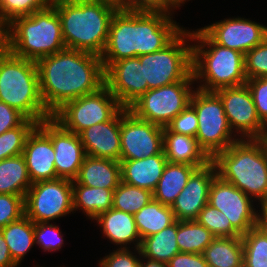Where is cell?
<instances>
[{"mask_svg": "<svg viewBox=\"0 0 267 267\" xmlns=\"http://www.w3.org/2000/svg\"><path fill=\"white\" fill-rule=\"evenodd\" d=\"M260 205L267 206V194H266L263 202Z\"/></svg>", "mask_w": 267, "mask_h": 267, "instance_id": "6f0895ef", "label": "cell"}, {"mask_svg": "<svg viewBox=\"0 0 267 267\" xmlns=\"http://www.w3.org/2000/svg\"><path fill=\"white\" fill-rule=\"evenodd\" d=\"M18 265L13 261L10 250L5 242L2 229H0V267H17Z\"/></svg>", "mask_w": 267, "mask_h": 267, "instance_id": "c3c4849f", "label": "cell"}, {"mask_svg": "<svg viewBox=\"0 0 267 267\" xmlns=\"http://www.w3.org/2000/svg\"><path fill=\"white\" fill-rule=\"evenodd\" d=\"M260 206L261 210L257 212V227L267 234V206Z\"/></svg>", "mask_w": 267, "mask_h": 267, "instance_id": "f907efd6", "label": "cell"}, {"mask_svg": "<svg viewBox=\"0 0 267 267\" xmlns=\"http://www.w3.org/2000/svg\"><path fill=\"white\" fill-rule=\"evenodd\" d=\"M51 4L52 0H0V29L17 17L31 15Z\"/></svg>", "mask_w": 267, "mask_h": 267, "instance_id": "8d00e7d4", "label": "cell"}, {"mask_svg": "<svg viewBox=\"0 0 267 267\" xmlns=\"http://www.w3.org/2000/svg\"><path fill=\"white\" fill-rule=\"evenodd\" d=\"M120 160H138L163 150V127L138 118L128 108L120 109Z\"/></svg>", "mask_w": 267, "mask_h": 267, "instance_id": "4fadbf2b", "label": "cell"}, {"mask_svg": "<svg viewBox=\"0 0 267 267\" xmlns=\"http://www.w3.org/2000/svg\"><path fill=\"white\" fill-rule=\"evenodd\" d=\"M121 181L120 162L86 156L72 184L87 187L116 189Z\"/></svg>", "mask_w": 267, "mask_h": 267, "instance_id": "d4e9b609", "label": "cell"}, {"mask_svg": "<svg viewBox=\"0 0 267 267\" xmlns=\"http://www.w3.org/2000/svg\"><path fill=\"white\" fill-rule=\"evenodd\" d=\"M10 52L9 40L4 29H0V63Z\"/></svg>", "mask_w": 267, "mask_h": 267, "instance_id": "681fc988", "label": "cell"}, {"mask_svg": "<svg viewBox=\"0 0 267 267\" xmlns=\"http://www.w3.org/2000/svg\"><path fill=\"white\" fill-rule=\"evenodd\" d=\"M15 56L37 62L65 49L61 21L56 8L49 7L20 16L3 28Z\"/></svg>", "mask_w": 267, "mask_h": 267, "instance_id": "8992f818", "label": "cell"}, {"mask_svg": "<svg viewBox=\"0 0 267 267\" xmlns=\"http://www.w3.org/2000/svg\"><path fill=\"white\" fill-rule=\"evenodd\" d=\"M121 181L153 192L167 163L164 151L138 160H120Z\"/></svg>", "mask_w": 267, "mask_h": 267, "instance_id": "7402d4cb", "label": "cell"}, {"mask_svg": "<svg viewBox=\"0 0 267 267\" xmlns=\"http://www.w3.org/2000/svg\"><path fill=\"white\" fill-rule=\"evenodd\" d=\"M130 246L128 249L113 250L109 255H105L102 260L99 261L100 267H140L141 251L140 248L134 249L133 253L130 251ZM132 252V253H131Z\"/></svg>", "mask_w": 267, "mask_h": 267, "instance_id": "ee69618b", "label": "cell"}, {"mask_svg": "<svg viewBox=\"0 0 267 267\" xmlns=\"http://www.w3.org/2000/svg\"><path fill=\"white\" fill-rule=\"evenodd\" d=\"M105 85L123 108H129L149 90L144 83V63L138 56L113 62L105 70Z\"/></svg>", "mask_w": 267, "mask_h": 267, "instance_id": "e0dca14e", "label": "cell"}, {"mask_svg": "<svg viewBox=\"0 0 267 267\" xmlns=\"http://www.w3.org/2000/svg\"><path fill=\"white\" fill-rule=\"evenodd\" d=\"M38 126L51 138L58 178L74 181L87 156L80 136L66 130L53 117L41 121Z\"/></svg>", "mask_w": 267, "mask_h": 267, "instance_id": "2e32d148", "label": "cell"}, {"mask_svg": "<svg viewBox=\"0 0 267 267\" xmlns=\"http://www.w3.org/2000/svg\"><path fill=\"white\" fill-rule=\"evenodd\" d=\"M25 215L34 223L73 213L72 181L63 178L32 183L24 197Z\"/></svg>", "mask_w": 267, "mask_h": 267, "instance_id": "7c38bea8", "label": "cell"}, {"mask_svg": "<svg viewBox=\"0 0 267 267\" xmlns=\"http://www.w3.org/2000/svg\"><path fill=\"white\" fill-rule=\"evenodd\" d=\"M78 135L87 156L120 161V110L109 121L85 128Z\"/></svg>", "mask_w": 267, "mask_h": 267, "instance_id": "44dd1931", "label": "cell"}, {"mask_svg": "<svg viewBox=\"0 0 267 267\" xmlns=\"http://www.w3.org/2000/svg\"><path fill=\"white\" fill-rule=\"evenodd\" d=\"M125 0H113V5L117 6L118 8H122L123 2Z\"/></svg>", "mask_w": 267, "mask_h": 267, "instance_id": "11a10c76", "label": "cell"}, {"mask_svg": "<svg viewBox=\"0 0 267 267\" xmlns=\"http://www.w3.org/2000/svg\"><path fill=\"white\" fill-rule=\"evenodd\" d=\"M38 125L31 119H25L18 127L0 135V160L23 154L28 135Z\"/></svg>", "mask_w": 267, "mask_h": 267, "instance_id": "d590c367", "label": "cell"}, {"mask_svg": "<svg viewBox=\"0 0 267 267\" xmlns=\"http://www.w3.org/2000/svg\"><path fill=\"white\" fill-rule=\"evenodd\" d=\"M259 140L263 143L265 150L267 152V128L264 130Z\"/></svg>", "mask_w": 267, "mask_h": 267, "instance_id": "db71d44e", "label": "cell"}, {"mask_svg": "<svg viewBox=\"0 0 267 267\" xmlns=\"http://www.w3.org/2000/svg\"><path fill=\"white\" fill-rule=\"evenodd\" d=\"M24 197L0 194V229L25 215Z\"/></svg>", "mask_w": 267, "mask_h": 267, "instance_id": "60d3db41", "label": "cell"}, {"mask_svg": "<svg viewBox=\"0 0 267 267\" xmlns=\"http://www.w3.org/2000/svg\"><path fill=\"white\" fill-rule=\"evenodd\" d=\"M215 238L196 220L178 221L176 241L180 252L202 254Z\"/></svg>", "mask_w": 267, "mask_h": 267, "instance_id": "d6a6232c", "label": "cell"}, {"mask_svg": "<svg viewBox=\"0 0 267 267\" xmlns=\"http://www.w3.org/2000/svg\"><path fill=\"white\" fill-rule=\"evenodd\" d=\"M199 167L202 166L167 162L162 176L152 192L153 199L163 205L171 206L186 186L192 173Z\"/></svg>", "mask_w": 267, "mask_h": 267, "instance_id": "484cf974", "label": "cell"}, {"mask_svg": "<svg viewBox=\"0 0 267 267\" xmlns=\"http://www.w3.org/2000/svg\"><path fill=\"white\" fill-rule=\"evenodd\" d=\"M209 267H243L241 237H216L203 251Z\"/></svg>", "mask_w": 267, "mask_h": 267, "instance_id": "4316f807", "label": "cell"}, {"mask_svg": "<svg viewBox=\"0 0 267 267\" xmlns=\"http://www.w3.org/2000/svg\"><path fill=\"white\" fill-rule=\"evenodd\" d=\"M165 12L118 8L112 16L105 49L100 56L106 70L113 62L163 49L182 30Z\"/></svg>", "mask_w": 267, "mask_h": 267, "instance_id": "7a4b0ae2", "label": "cell"}, {"mask_svg": "<svg viewBox=\"0 0 267 267\" xmlns=\"http://www.w3.org/2000/svg\"><path fill=\"white\" fill-rule=\"evenodd\" d=\"M72 189L74 211L83 210L91 220L112 208L115 189L87 187L81 184H72Z\"/></svg>", "mask_w": 267, "mask_h": 267, "instance_id": "83f0119b", "label": "cell"}, {"mask_svg": "<svg viewBox=\"0 0 267 267\" xmlns=\"http://www.w3.org/2000/svg\"><path fill=\"white\" fill-rule=\"evenodd\" d=\"M246 85L251 93L257 115L267 127V77L247 79Z\"/></svg>", "mask_w": 267, "mask_h": 267, "instance_id": "7bdbcfd3", "label": "cell"}, {"mask_svg": "<svg viewBox=\"0 0 267 267\" xmlns=\"http://www.w3.org/2000/svg\"><path fill=\"white\" fill-rule=\"evenodd\" d=\"M177 229L178 220L162 231L143 238L140 245L141 255L151 260L168 263L180 252L176 241Z\"/></svg>", "mask_w": 267, "mask_h": 267, "instance_id": "1f68e13d", "label": "cell"}, {"mask_svg": "<svg viewBox=\"0 0 267 267\" xmlns=\"http://www.w3.org/2000/svg\"><path fill=\"white\" fill-rule=\"evenodd\" d=\"M216 44L246 54L267 38V26L245 18H226L201 28Z\"/></svg>", "mask_w": 267, "mask_h": 267, "instance_id": "ac0fdd59", "label": "cell"}, {"mask_svg": "<svg viewBox=\"0 0 267 267\" xmlns=\"http://www.w3.org/2000/svg\"><path fill=\"white\" fill-rule=\"evenodd\" d=\"M190 39L192 32L184 28L163 49L138 56L144 63V83H148L149 90L183 81L192 73Z\"/></svg>", "mask_w": 267, "mask_h": 267, "instance_id": "ba28073f", "label": "cell"}, {"mask_svg": "<svg viewBox=\"0 0 267 267\" xmlns=\"http://www.w3.org/2000/svg\"><path fill=\"white\" fill-rule=\"evenodd\" d=\"M25 119L26 117L17 109L0 101V135L18 127Z\"/></svg>", "mask_w": 267, "mask_h": 267, "instance_id": "f6af8a7d", "label": "cell"}, {"mask_svg": "<svg viewBox=\"0 0 267 267\" xmlns=\"http://www.w3.org/2000/svg\"><path fill=\"white\" fill-rule=\"evenodd\" d=\"M134 220L141 240L162 231L176 221L171 207L153 198L134 214Z\"/></svg>", "mask_w": 267, "mask_h": 267, "instance_id": "f546056e", "label": "cell"}, {"mask_svg": "<svg viewBox=\"0 0 267 267\" xmlns=\"http://www.w3.org/2000/svg\"><path fill=\"white\" fill-rule=\"evenodd\" d=\"M141 258L142 259H140V267H168L167 263L151 260L146 257H143L142 255Z\"/></svg>", "mask_w": 267, "mask_h": 267, "instance_id": "f5cc1de1", "label": "cell"}, {"mask_svg": "<svg viewBox=\"0 0 267 267\" xmlns=\"http://www.w3.org/2000/svg\"><path fill=\"white\" fill-rule=\"evenodd\" d=\"M122 7L133 11L163 12V0H125Z\"/></svg>", "mask_w": 267, "mask_h": 267, "instance_id": "7dc6e473", "label": "cell"}, {"mask_svg": "<svg viewBox=\"0 0 267 267\" xmlns=\"http://www.w3.org/2000/svg\"><path fill=\"white\" fill-rule=\"evenodd\" d=\"M194 82L192 72L183 81L148 90L128 109L140 119L166 127L190 104Z\"/></svg>", "mask_w": 267, "mask_h": 267, "instance_id": "30bf717a", "label": "cell"}, {"mask_svg": "<svg viewBox=\"0 0 267 267\" xmlns=\"http://www.w3.org/2000/svg\"><path fill=\"white\" fill-rule=\"evenodd\" d=\"M40 93L53 115L66 102L98 91L105 85L100 56L65 48L37 62Z\"/></svg>", "mask_w": 267, "mask_h": 267, "instance_id": "6da1fadb", "label": "cell"}, {"mask_svg": "<svg viewBox=\"0 0 267 267\" xmlns=\"http://www.w3.org/2000/svg\"><path fill=\"white\" fill-rule=\"evenodd\" d=\"M61 21L65 47L101 56L118 7L103 1L52 0Z\"/></svg>", "mask_w": 267, "mask_h": 267, "instance_id": "3957f363", "label": "cell"}, {"mask_svg": "<svg viewBox=\"0 0 267 267\" xmlns=\"http://www.w3.org/2000/svg\"><path fill=\"white\" fill-rule=\"evenodd\" d=\"M212 161L218 176L254 202H263L267 194V152L259 139H239Z\"/></svg>", "mask_w": 267, "mask_h": 267, "instance_id": "5b68a950", "label": "cell"}, {"mask_svg": "<svg viewBox=\"0 0 267 267\" xmlns=\"http://www.w3.org/2000/svg\"><path fill=\"white\" fill-rule=\"evenodd\" d=\"M168 267H209L202 254L179 252L168 263Z\"/></svg>", "mask_w": 267, "mask_h": 267, "instance_id": "bcb514c9", "label": "cell"}, {"mask_svg": "<svg viewBox=\"0 0 267 267\" xmlns=\"http://www.w3.org/2000/svg\"><path fill=\"white\" fill-rule=\"evenodd\" d=\"M153 198L150 190L129 185L120 181L114 190L112 208L130 214H135L147 205Z\"/></svg>", "mask_w": 267, "mask_h": 267, "instance_id": "836d02e7", "label": "cell"}, {"mask_svg": "<svg viewBox=\"0 0 267 267\" xmlns=\"http://www.w3.org/2000/svg\"><path fill=\"white\" fill-rule=\"evenodd\" d=\"M190 104L198 117L196 138L211 159L239 140L235 134L232 135L222 100L215 91L196 88Z\"/></svg>", "mask_w": 267, "mask_h": 267, "instance_id": "9c48e42d", "label": "cell"}, {"mask_svg": "<svg viewBox=\"0 0 267 267\" xmlns=\"http://www.w3.org/2000/svg\"><path fill=\"white\" fill-rule=\"evenodd\" d=\"M60 228L50 222L34 223L35 244L44 251L53 252L63 246V236Z\"/></svg>", "mask_w": 267, "mask_h": 267, "instance_id": "ab89813d", "label": "cell"}, {"mask_svg": "<svg viewBox=\"0 0 267 267\" xmlns=\"http://www.w3.org/2000/svg\"><path fill=\"white\" fill-rule=\"evenodd\" d=\"M171 132L196 137L198 117L194 107L189 104L166 126Z\"/></svg>", "mask_w": 267, "mask_h": 267, "instance_id": "b9f144b4", "label": "cell"}, {"mask_svg": "<svg viewBox=\"0 0 267 267\" xmlns=\"http://www.w3.org/2000/svg\"><path fill=\"white\" fill-rule=\"evenodd\" d=\"M186 1L188 0H163V12L172 14L173 9L179 8Z\"/></svg>", "mask_w": 267, "mask_h": 267, "instance_id": "816d5d0a", "label": "cell"}, {"mask_svg": "<svg viewBox=\"0 0 267 267\" xmlns=\"http://www.w3.org/2000/svg\"><path fill=\"white\" fill-rule=\"evenodd\" d=\"M208 204L223 212L241 236L257 226L258 210L254 208L253 200L218 175L210 185Z\"/></svg>", "mask_w": 267, "mask_h": 267, "instance_id": "5bb4252c", "label": "cell"}, {"mask_svg": "<svg viewBox=\"0 0 267 267\" xmlns=\"http://www.w3.org/2000/svg\"><path fill=\"white\" fill-rule=\"evenodd\" d=\"M13 261L19 266L35 244L34 222L26 215L1 228Z\"/></svg>", "mask_w": 267, "mask_h": 267, "instance_id": "4dcf8cb0", "label": "cell"}, {"mask_svg": "<svg viewBox=\"0 0 267 267\" xmlns=\"http://www.w3.org/2000/svg\"><path fill=\"white\" fill-rule=\"evenodd\" d=\"M0 101L38 124L53 116L41 97L37 63L11 52L0 63Z\"/></svg>", "mask_w": 267, "mask_h": 267, "instance_id": "52a82bcc", "label": "cell"}, {"mask_svg": "<svg viewBox=\"0 0 267 267\" xmlns=\"http://www.w3.org/2000/svg\"><path fill=\"white\" fill-rule=\"evenodd\" d=\"M215 92L222 100L229 127L238 134V139H260L267 127L257 115L248 86L225 87Z\"/></svg>", "mask_w": 267, "mask_h": 267, "instance_id": "9a60e30c", "label": "cell"}, {"mask_svg": "<svg viewBox=\"0 0 267 267\" xmlns=\"http://www.w3.org/2000/svg\"><path fill=\"white\" fill-rule=\"evenodd\" d=\"M89 1H103L113 5V0H89Z\"/></svg>", "mask_w": 267, "mask_h": 267, "instance_id": "9f6ffc18", "label": "cell"}, {"mask_svg": "<svg viewBox=\"0 0 267 267\" xmlns=\"http://www.w3.org/2000/svg\"><path fill=\"white\" fill-rule=\"evenodd\" d=\"M217 175L213 161L197 168L189 178L186 186L170 206L175 220H196L199 212L208 203L209 189Z\"/></svg>", "mask_w": 267, "mask_h": 267, "instance_id": "d6986e66", "label": "cell"}, {"mask_svg": "<svg viewBox=\"0 0 267 267\" xmlns=\"http://www.w3.org/2000/svg\"><path fill=\"white\" fill-rule=\"evenodd\" d=\"M241 238L243 267H267V234L255 226Z\"/></svg>", "mask_w": 267, "mask_h": 267, "instance_id": "e575fe53", "label": "cell"}, {"mask_svg": "<svg viewBox=\"0 0 267 267\" xmlns=\"http://www.w3.org/2000/svg\"><path fill=\"white\" fill-rule=\"evenodd\" d=\"M163 151L170 163L205 166L212 161L196 137L173 133L167 127H163Z\"/></svg>", "mask_w": 267, "mask_h": 267, "instance_id": "603a6c76", "label": "cell"}, {"mask_svg": "<svg viewBox=\"0 0 267 267\" xmlns=\"http://www.w3.org/2000/svg\"><path fill=\"white\" fill-rule=\"evenodd\" d=\"M196 221L207 228L216 237H241L232 227L230 220L217 208L208 203L199 212Z\"/></svg>", "mask_w": 267, "mask_h": 267, "instance_id": "74e56055", "label": "cell"}, {"mask_svg": "<svg viewBox=\"0 0 267 267\" xmlns=\"http://www.w3.org/2000/svg\"><path fill=\"white\" fill-rule=\"evenodd\" d=\"M97 221L105 237L120 249H128L127 244H134L135 249L140 248L141 237L138 233L134 215L111 208L98 215Z\"/></svg>", "mask_w": 267, "mask_h": 267, "instance_id": "cb8c5ba5", "label": "cell"}, {"mask_svg": "<svg viewBox=\"0 0 267 267\" xmlns=\"http://www.w3.org/2000/svg\"><path fill=\"white\" fill-rule=\"evenodd\" d=\"M22 155L32 183L58 178L51 138L38 125L28 135Z\"/></svg>", "mask_w": 267, "mask_h": 267, "instance_id": "ffe728a7", "label": "cell"}, {"mask_svg": "<svg viewBox=\"0 0 267 267\" xmlns=\"http://www.w3.org/2000/svg\"><path fill=\"white\" fill-rule=\"evenodd\" d=\"M247 79L267 77V38L244 55Z\"/></svg>", "mask_w": 267, "mask_h": 267, "instance_id": "f35d334b", "label": "cell"}, {"mask_svg": "<svg viewBox=\"0 0 267 267\" xmlns=\"http://www.w3.org/2000/svg\"><path fill=\"white\" fill-rule=\"evenodd\" d=\"M121 108L104 85L96 92L66 102L52 117L66 130L79 134L85 128L109 121Z\"/></svg>", "mask_w": 267, "mask_h": 267, "instance_id": "8fae6325", "label": "cell"}, {"mask_svg": "<svg viewBox=\"0 0 267 267\" xmlns=\"http://www.w3.org/2000/svg\"><path fill=\"white\" fill-rule=\"evenodd\" d=\"M190 41L197 44L192 45V72L200 81L198 89L216 91L246 84L244 54L216 44L201 28L192 30Z\"/></svg>", "mask_w": 267, "mask_h": 267, "instance_id": "277c9868", "label": "cell"}, {"mask_svg": "<svg viewBox=\"0 0 267 267\" xmlns=\"http://www.w3.org/2000/svg\"><path fill=\"white\" fill-rule=\"evenodd\" d=\"M31 185L22 154L0 160V194L25 196Z\"/></svg>", "mask_w": 267, "mask_h": 267, "instance_id": "f1b7e54d", "label": "cell"}]
</instances>
